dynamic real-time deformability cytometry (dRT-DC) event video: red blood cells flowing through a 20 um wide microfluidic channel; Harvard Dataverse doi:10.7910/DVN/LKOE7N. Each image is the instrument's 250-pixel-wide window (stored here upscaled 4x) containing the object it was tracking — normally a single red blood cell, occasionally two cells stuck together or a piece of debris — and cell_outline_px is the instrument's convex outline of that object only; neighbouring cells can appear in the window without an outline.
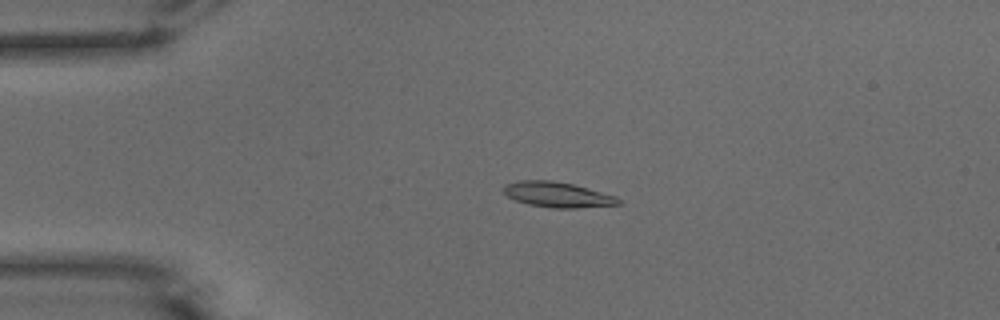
{"species": "common noctule bat (a hibernating species)", "species_latin": "Nyctalus noctula", "temperature_condition": "warm", "stored_images_in_passage": 52, "camera_frame_rate_fps": 3000, "um_per_image_px": 0.085, "animal": {"sex": "male", "body_mass_g": 15.6}, "frame": {"image": 1, "passage_image": 12, "time_ms": 3.667, "image_size_px": [1000, 320], "cell_outline_px": [[620, 204], [576, 208], [552, 208], [528, 204], [516, 200], [508, 196], [500, 188], [504, 184], [520, 180], [552, 180], [572, 184], [616, 196], [620, 200]], "centroid_in_image_um": [47.34, 16.54], "position_along_channel_um": 37.7, "area_um2": 16.88}}
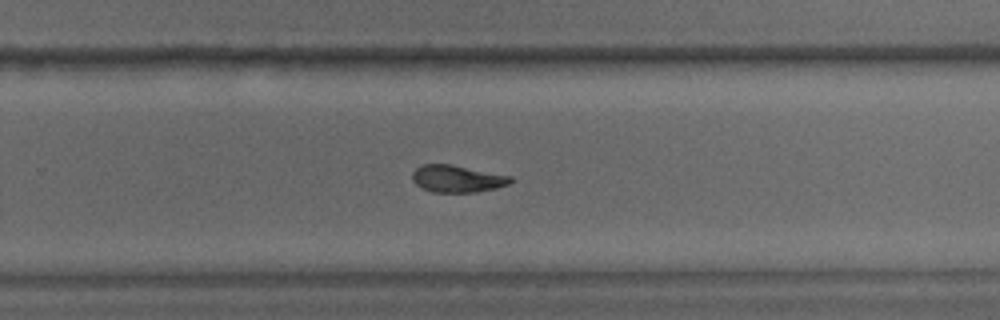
{"frame": {"image": 2, "passage_image": 34, "time_ms": 11.0, "image_size_px": [1000, 320], "cell_outline_px": [[512, 180], [508, 184], [496, 188], [476, 192], [432, 192], [416, 184], [412, 180], [412, 172], [416, 168], [424, 164], [452, 164], [512, 176]], "centroid_in_image_um": [38.86, 15.18], "position_along_channel_um": 290.9, "area_um2": 15.49}}
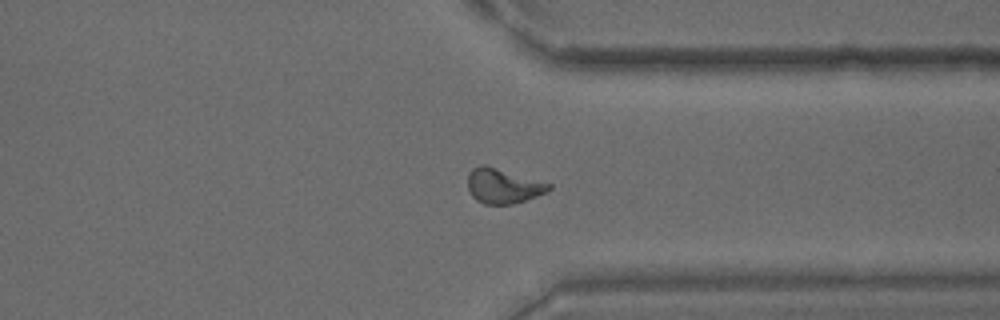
{"frame": {"image": 3, "passage_image": 40, "time_ms": 13.0, "image_size_px": [1000, 320], "cell_outline_px": [[552, 188], [548, 192], [512, 204], [484, 204], [476, 200], [472, 196], [468, 188], [468, 172], [472, 168], [480, 164], [484, 164], [552, 184]], "centroid_in_image_um": [42.75, 15.8], "position_along_channel_um": 368.7, "area_um2": 16.47}, "authors_computed_cell_mechanics": {"area_um2": 16.2129, "velocity_mm_per_s": 3.917, "shape_relaxation_time_tau1_ms": 8.5026, "shape_relaxation_time_tau2_ms": 3.0527, "deformation_change_tau1": 0.2272, "deformation_change_tau2": 0.0917}}